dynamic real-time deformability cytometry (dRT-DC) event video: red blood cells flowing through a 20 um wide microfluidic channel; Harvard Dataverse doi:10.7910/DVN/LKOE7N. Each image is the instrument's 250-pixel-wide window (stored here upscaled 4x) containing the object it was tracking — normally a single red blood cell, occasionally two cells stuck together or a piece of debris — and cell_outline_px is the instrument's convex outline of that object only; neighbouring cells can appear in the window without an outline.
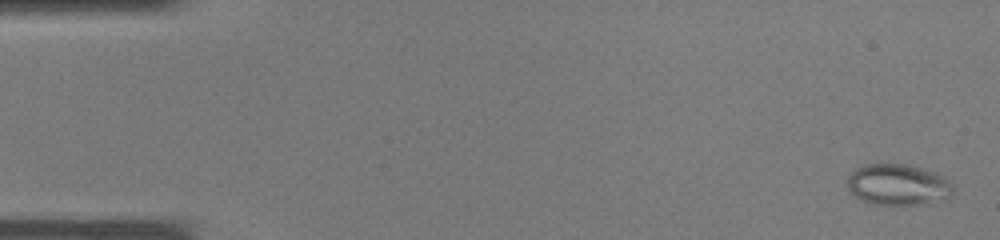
{"species": "common noctule bat (a hibernating species)", "species_latin": "Nyctalus noctula", "temperature_condition": "warm", "stored_images_in_passage": 38, "camera_frame_rate_fps": 3000, "um_per_image_px": 0.085, "animal": {"sex": "male", "body_mass_g": 19.0, "forearm_length_mm": 50.8}, "frame": {"image": 1, "passage_image": 2, "time_ms": 0.333, "image_size_px": [1000, 240], "cell_outline_px": [[952, 192], [948, 200], [916, 204], [876, 204], [864, 200], [856, 196], [848, 188], [848, 176], [856, 168], [864, 164], [908, 164], [944, 176], [952, 184]], "centroid_in_image_um": [76.35, 15.69], "position_along_channel_um": 8.6, "area_um2": 25.09}}
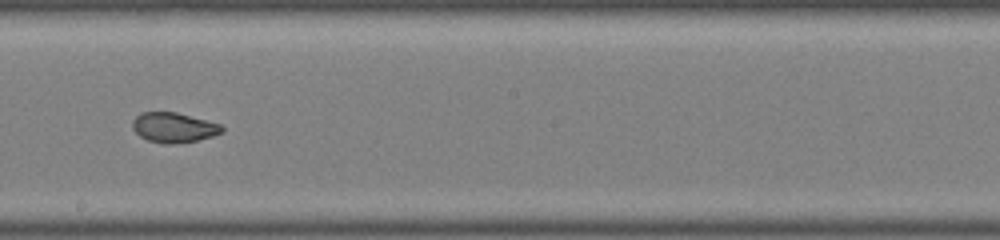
{"frame": {"image": 2, "passage_image": 22, "time_ms": 7.0, "image_size_px": [1000, 240], "cell_outline_px": [[224, 132], [212, 136], [196, 140], [172, 144], [164, 144], [148, 140], [140, 136], [132, 128], [132, 120], [140, 112], [176, 112], [220, 124], [224, 128]], "centroid_in_image_um": [14.75, 10.83], "position_along_channel_um": 233.5, "area_um2": 15.55}}
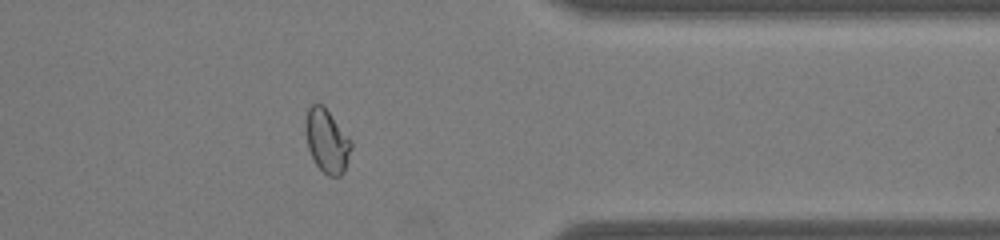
{"frame": {"image": 3, "passage_image": 31, "time_ms": 10.0, "image_size_px": [1000, 240], "cell_outline_px": [[352, 148], [344, 172], [340, 176], [328, 176], [316, 164], [308, 148], [304, 132], [304, 124], [308, 108], [312, 104], [320, 104], [328, 112], [352, 140]], "centroid_in_image_um": [27.78, 11.99], "position_along_channel_um": 383.6, "area_um2": 16.82}}